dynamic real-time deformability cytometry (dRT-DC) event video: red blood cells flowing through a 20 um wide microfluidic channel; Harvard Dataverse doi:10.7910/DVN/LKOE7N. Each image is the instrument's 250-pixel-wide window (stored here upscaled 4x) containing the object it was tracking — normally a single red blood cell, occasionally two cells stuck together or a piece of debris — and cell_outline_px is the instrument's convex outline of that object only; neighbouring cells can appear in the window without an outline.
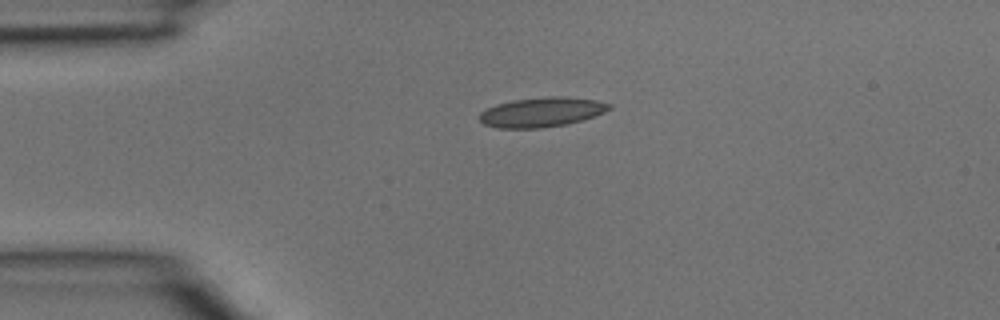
{"species": "common noctule bat (a hibernating species)", "species_latin": "Nyctalus noctula", "temperature_condition": "room temperature", "stored_images_in_passage": 2, "camera_frame_rate_fps": 3000, "um_per_image_px": 0.085, "animal": {"sex": "male", "body_mass_g": 15.6}, "frame": {"image": 1, "passage_image": 2, "time_ms": 0.333, "image_size_px": [1000, 320], "cell_outline_px": [[612, 108], [604, 112], [568, 124], [540, 128], [500, 128], [484, 124], [480, 120], [480, 112], [496, 104], [512, 100], [560, 96], [596, 100], [612, 104]], "centroid_in_image_um": [46.04, 9.53], "position_along_channel_um": 39.0, "area_um2": 22.08}}